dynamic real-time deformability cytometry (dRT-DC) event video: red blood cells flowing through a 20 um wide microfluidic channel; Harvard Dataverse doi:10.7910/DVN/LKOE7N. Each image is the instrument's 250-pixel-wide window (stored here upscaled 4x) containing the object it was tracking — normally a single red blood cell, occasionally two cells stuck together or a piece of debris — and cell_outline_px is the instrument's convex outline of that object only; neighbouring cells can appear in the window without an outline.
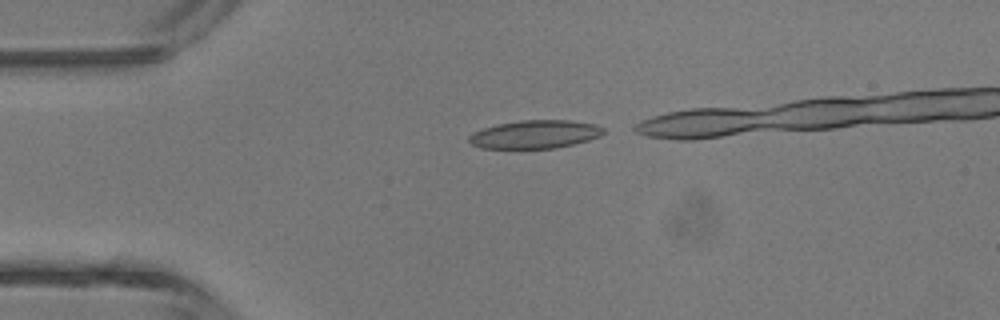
{"species": "common noctule bat (a hibernating species)", "species_latin": "Nyctalus noctula", "temperature_condition": "room temperature", "stored_images_in_passage": 4, "camera_frame_rate_fps": 3000, "um_per_image_px": 0.085, "animal": {"sex": "male", "body_mass_g": 13.3}, "frame": {"image": 1, "passage_image": 1, "time_ms": 0.0, "image_size_px": [1000, 320], "cell_outline_px": [[604, 132], [600, 136], [588, 140], [556, 148], [480, 148], [472, 144], [468, 140], [468, 136], [472, 132], [496, 124], [520, 120], [572, 120], [596, 124], [604, 128]], "centroid_in_image_um": [45.47, 11.41], "position_along_channel_um": 39.5, "area_um2": 22.2}}
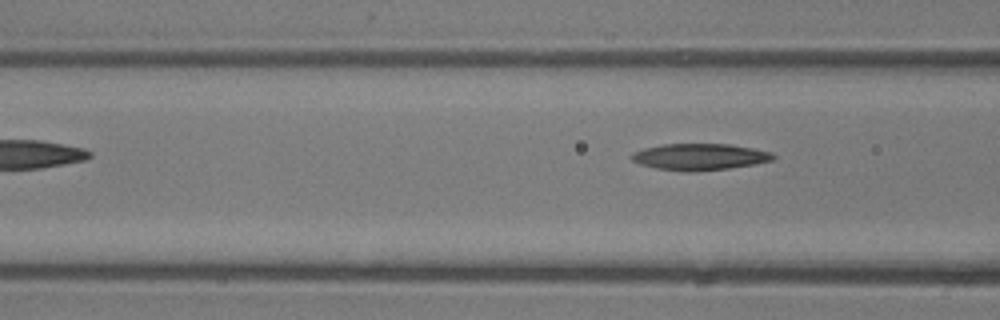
{"frame": {"image": 2, "passage_image": 4, "time_ms": 3.333, "image_size_px": [1000, 320], "cell_outline_px": [[776, 156], [772, 160], [752, 164], [728, 168], [688, 172], [656, 168], [640, 164], [632, 160], [628, 156], [632, 152], [644, 148], [664, 144], [732, 144], [772, 152]], "centroid_in_image_um": [59.44, 13.32], "position_along_channel_um": 107.2, "area_um2": 21.79}}